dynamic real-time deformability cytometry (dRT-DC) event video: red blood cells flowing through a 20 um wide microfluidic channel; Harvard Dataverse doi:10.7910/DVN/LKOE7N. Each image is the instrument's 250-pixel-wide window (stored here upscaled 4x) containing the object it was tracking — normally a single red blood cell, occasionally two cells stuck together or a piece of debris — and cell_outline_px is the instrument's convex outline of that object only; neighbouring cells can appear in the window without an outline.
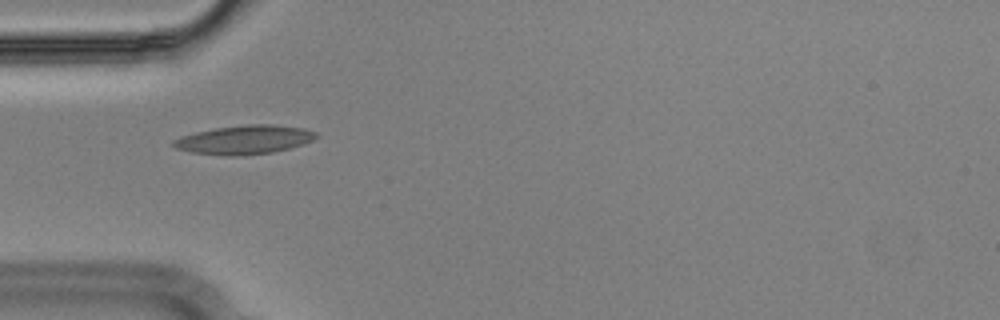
{"species": "Egyptian fruit bat (a non-hibernating species)", "species_latin": "Rousettus aegyptiacus", "temperature_condition": "cold", "stored_images_in_passage": 41, "camera_frame_rate_fps": 3000, "um_per_image_px": 0.085, "animal": {"sex": "male"}, "frame": {"image": 1, "passage_image": 3, "time_ms": 0.667, "image_size_px": [1000, 320], "cell_outline_px": [[320, 136], [304, 144], [272, 152], [240, 156], [228, 156], [192, 152], [176, 148], [172, 144], [172, 140], [180, 136], [196, 132], [216, 128], [248, 124], [272, 124], [304, 128], [316, 132]], "centroid_in_image_um": [20.79, 11.87], "position_along_channel_um": 64.2, "area_um2": 23.99}}
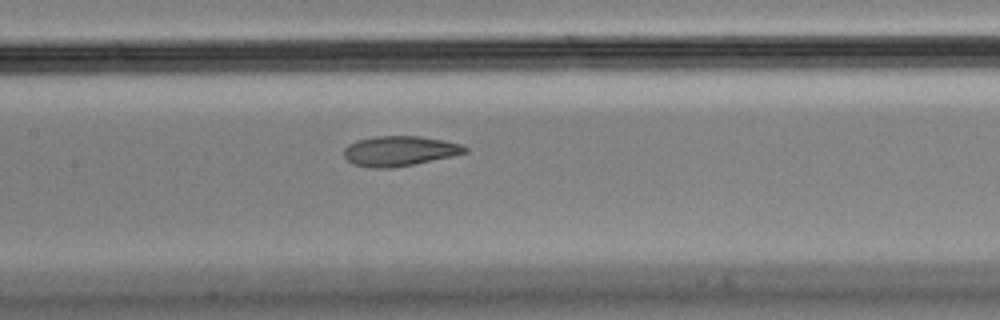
{"frame": {"image": 2, "passage_image": 12, "time_ms": 3.667, "image_size_px": [1000, 320], "cell_outline_px": [[468, 152], [452, 156], [392, 168], [372, 168], [352, 164], [344, 156], [344, 148], [348, 144], [356, 140], [376, 136], [420, 136], [444, 140], [460, 144], [468, 148]], "centroid_in_image_um": [33.94, 12.83], "position_along_channel_um": 173.5, "area_um2": 21.15}}
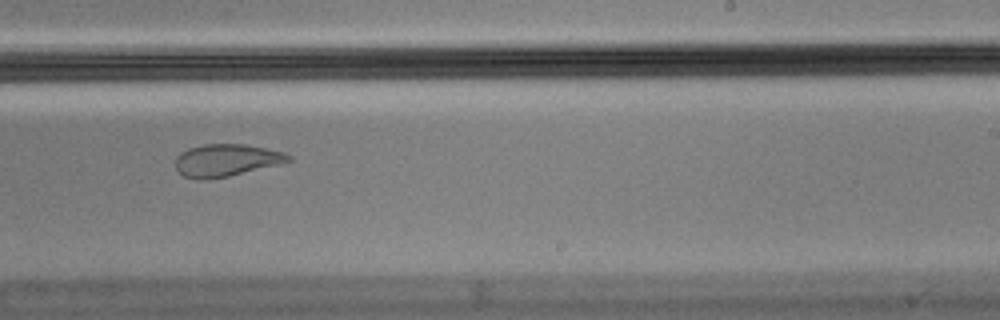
{"frame": {"image": 3, "passage_image": 20, "time_ms": 6.333, "image_size_px": [1000, 320], "cell_outline_px": [[292, 160], [228, 176], [204, 180], [196, 180], [184, 176], [176, 168], [176, 156], [180, 152], [188, 148], [204, 144], [244, 144], [284, 152], [292, 156]], "centroid_in_image_um": [19.18, 13.61], "position_along_channel_um": 269.8, "area_um2": 21.04}, "authors_computed_cell_mechanics": {"area_um2": 22.3686, "velocity_mm_per_s": 3.6269, "shape_relaxation_time_tau1_ms": null, "shape_relaxation_time_tau2_ms": 1.89, "deformation_change_tau1": null, "deformation_change_tau2": 0.063}}